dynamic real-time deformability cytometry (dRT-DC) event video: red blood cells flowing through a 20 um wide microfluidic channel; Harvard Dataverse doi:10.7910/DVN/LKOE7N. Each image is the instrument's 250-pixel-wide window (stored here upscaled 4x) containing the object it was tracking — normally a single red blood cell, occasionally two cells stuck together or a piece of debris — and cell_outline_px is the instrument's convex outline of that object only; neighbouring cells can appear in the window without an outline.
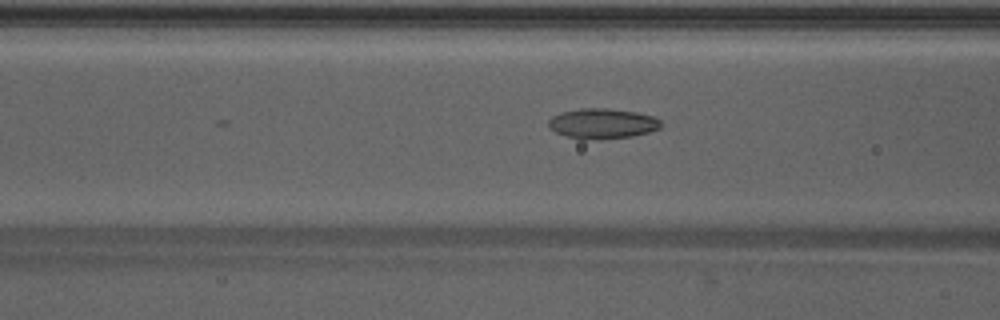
{"species": "Egyptian fruit bat (a non-hibernating species)", "species_latin": "Rousettus aegyptiacus", "temperature_condition": "warm", "stored_images_in_passage": 23, "camera_frame_rate_fps": 3000, "um_per_image_px": 0.085, "animal": {"sex": "male"}, "frame": {"image": 1, "passage_image": 15, "time_ms": 4.667, "image_size_px": [1000, 320], "cell_outline_px": [[660, 128], [648, 132], [632, 136], [600, 140], [584, 140], [564, 136], [548, 128], [548, 120], [552, 116], [560, 112], [580, 108], [608, 108], [636, 112], [652, 116], [660, 120]], "centroid_in_image_um": [51.14, 10.51], "position_along_channel_um": 115.5, "area_um2": 20.06}}
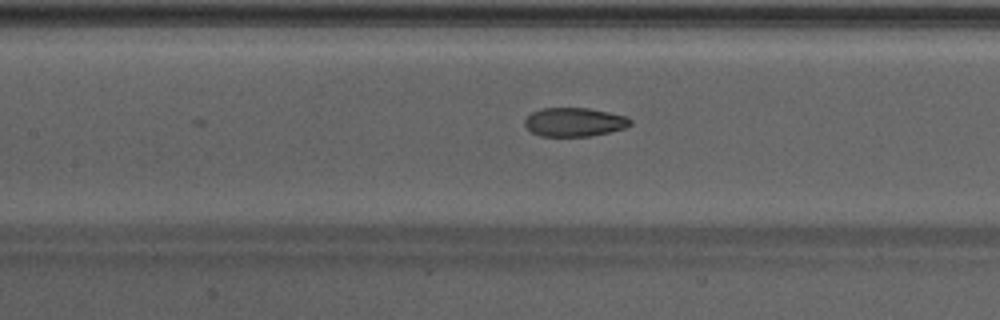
{"frame": {"image": 2, "passage_image": 18, "time_ms": 5.667, "image_size_px": [1000, 320], "cell_outline_px": [[632, 124], [624, 128], [608, 132], [588, 136], [540, 136], [532, 132], [524, 124], [524, 120], [532, 112], [544, 108], [588, 108], [608, 112], [624, 116], [632, 120]], "centroid_in_image_um": [48.81, 10.37], "position_along_channel_um": 158.6, "area_um2": 17.51}}